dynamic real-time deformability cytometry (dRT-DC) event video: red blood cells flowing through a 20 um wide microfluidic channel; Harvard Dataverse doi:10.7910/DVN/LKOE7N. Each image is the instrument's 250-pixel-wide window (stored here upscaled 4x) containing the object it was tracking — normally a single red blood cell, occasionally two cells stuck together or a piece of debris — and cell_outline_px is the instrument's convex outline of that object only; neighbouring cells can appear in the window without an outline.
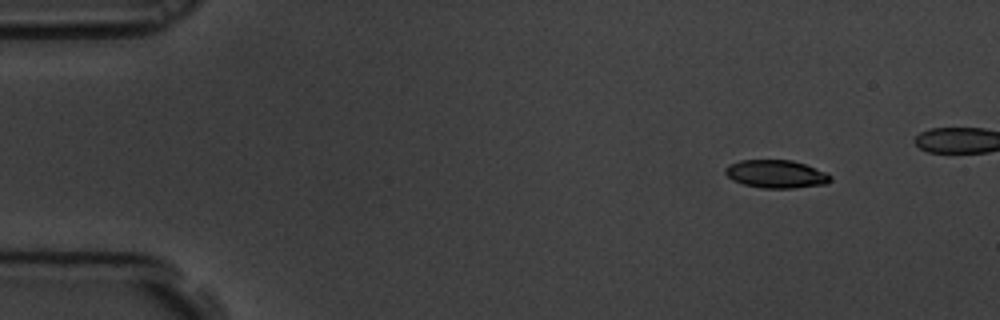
{"species": "common noctule bat (a hibernating species)", "species_latin": "Nyctalus noctula", "temperature_condition": "room temperature", "stored_images_in_passage": 46, "camera_frame_rate_fps": 3000, "um_per_image_px": 0.085, "animal": {"sex": "male", "body_mass_g": 19.5, "forearm_length_mm": 54.6}, "frame": {"image": 1, "passage_image": 1, "time_ms": 0.0, "image_size_px": [1000, 320], "cell_outline_px": [[828, 180], [812, 184], [748, 184], [732, 176], [728, 172], [728, 168], [736, 164], [748, 160], [784, 160], [800, 164], [812, 168], [828, 176]], "centroid_in_image_um": [65.92, 14.69], "position_along_channel_um": 19.1, "area_um2": 13.7}}
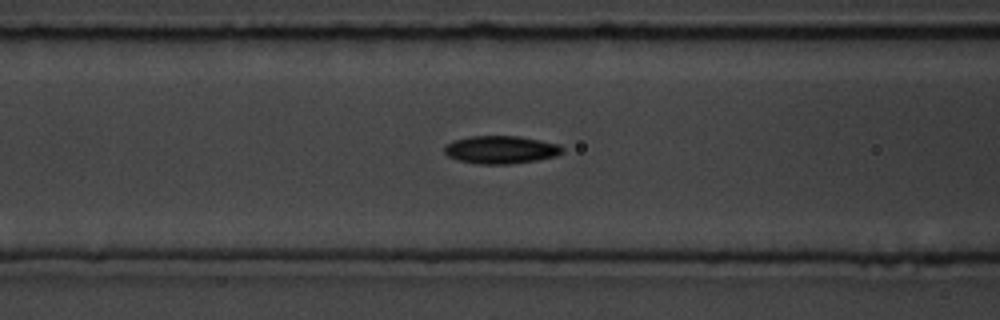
{"frame": {"image": 2, "passage_image": 18, "time_ms": 5.667, "image_size_px": [1000, 320], "cell_outline_px": [[556, 152], [544, 156], [524, 160], [472, 160], [456, 156], [448, 152], [448, 148], [452, 144], [464, 140], [488, 136], [504, 136], [528, 140], [548, 144], [556, 148]], "centroid_in_image_um": [42.51, 12.65], "position_along_channel_um": 124.1, "area_um2": 14.39}}
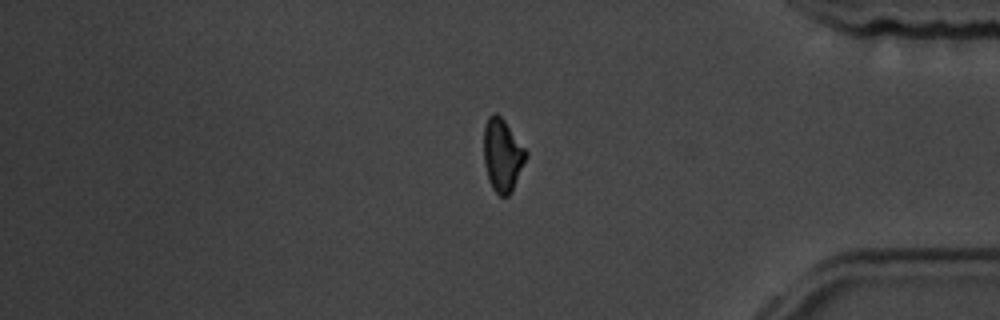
{"frame": {"image": 3, "passage_image": 43, "time_ms": 14.0, "image_size_px": [1000, 320], "cell_outline_px": [[524, 156], [512, 184], [508, 192], [504, 196], [492, 184], [488, 172], [484, 148], [484, 136], [488, 120], [492, 116], [496, 116], [504, 124], [524, 152]], "centroid_in_image_um": [42.63, 13.17], "position_along_channel_um": 392.6, "area_um2": 14.68}}